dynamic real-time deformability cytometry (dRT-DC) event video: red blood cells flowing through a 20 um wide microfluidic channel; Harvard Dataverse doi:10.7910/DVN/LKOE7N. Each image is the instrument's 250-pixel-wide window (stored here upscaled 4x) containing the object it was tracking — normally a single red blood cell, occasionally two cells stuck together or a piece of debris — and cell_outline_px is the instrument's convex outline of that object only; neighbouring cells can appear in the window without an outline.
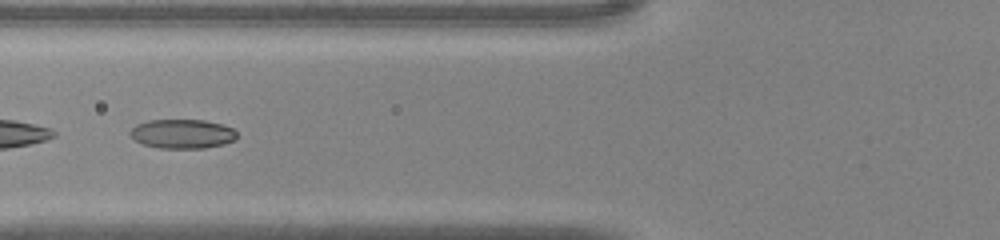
{"species": "common noctule bat (a hibernating species)", "species_latin": "Nyctalus noctula", "temperature_condition": "warm", "stored_images_in_passage": 25, "camera_frame_rate_fps": 3000, "um_per_image_px": 0.085, "animal": {"sex": "male", "body_mass_g": 20.0, "forearm_length_mm": 53.3}, "frame": {"image": 1, "passage_image": 18, "time_ms": 5.667, "image_size_px": [1000, 240], "cell_outline_px": [[236, 140], [224, 144], [204, 148], [160, 148], [144, 144], [136, 140], [128, 132], [136, 124], [148, 120], [204, 120], [220, 124], [232, 128], [236, 132]], "centroid_in_image_um": [15.5, 11.37], "position_along_channel_um": 110.3, "area_um2": 18.09}}